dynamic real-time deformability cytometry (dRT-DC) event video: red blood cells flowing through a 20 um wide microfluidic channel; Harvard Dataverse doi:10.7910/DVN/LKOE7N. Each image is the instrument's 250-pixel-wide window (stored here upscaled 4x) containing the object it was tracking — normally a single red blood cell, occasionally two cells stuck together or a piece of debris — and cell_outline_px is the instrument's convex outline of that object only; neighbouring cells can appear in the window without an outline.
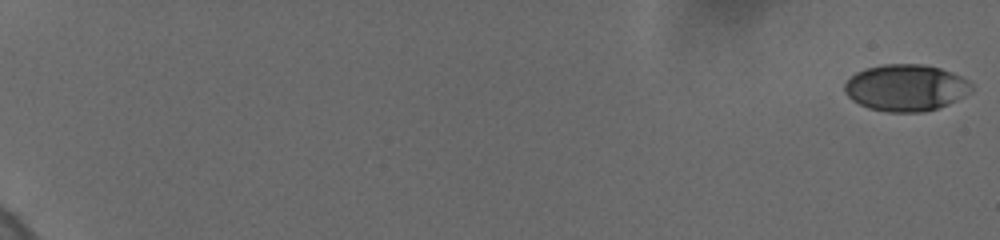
{"species": "human", "species_latin": "Homo sapiens", "temperature_condition": "cold", "stored_images_in_passage": 31, "camera_frame_rate_fps": 3000, "um_per_image_px": 0.085, "donor": {"sex": "female"}, "frame": {"image": 1, "passage_image": 1, "time_ms": 0.0, "image_size_px": [1000, 240], "cell_outline_px": [[972, 92], [948, 104], [924, 112], [888, 112], [868, 108], [852, 100], [844, 92], [844, 84], [856, 72], [864, 68], [884, 64], [924, 64], [940, 68], [952, 72], [968, 80], [972, 84]], "centroid_in_image_um": [77.0, 7.45], "position_along_channel_um": 8.0, "area_um2": 34.62}}
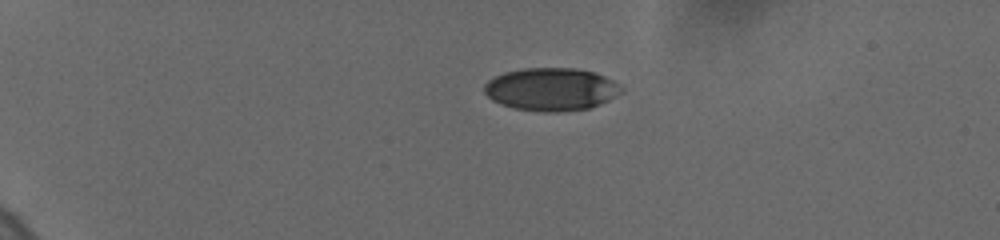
{"frame": {"image": 2, "passage_image": 17, "time_ms": 5.0, "image_size_px": [1000, 240], "cell_outline_px": [[624, 92], [600, 104], [588, 108], [560, 112], [544, 112], [516, 108], [500, 104], [492, 100], [484, 92], [484, 84], [488, 80], [504, 72], [524, 68], [576, 68], [592, 72], [604, 76], [612, 80], [624, 88]], "centroid_in_image_um": [46.86, 7.59], "position_along_channel_um": 38.1, "area_um2": 34.22}}
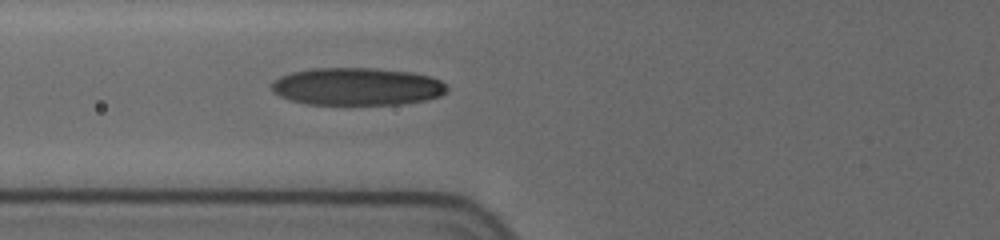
{"frame": {"image": 3, "passage_image": 30, "time_ms": 8.667, "image_size_px": [1000, 240], "cell_outline_px": [[448, 92], [440, 96], [424, 100], [400, 104], [308, 104], [292, 100], [280, 96], [272, 92], [272, 84], [280, 76], [292, 72], [312, 68], [376, 68], [412, 72], [428, 76], [440, 80], [448, 88]], "centroid_in_image_um": [30.36, 7.35], "position_along_channel_um": 95.4, "area_um2": 38.32}}